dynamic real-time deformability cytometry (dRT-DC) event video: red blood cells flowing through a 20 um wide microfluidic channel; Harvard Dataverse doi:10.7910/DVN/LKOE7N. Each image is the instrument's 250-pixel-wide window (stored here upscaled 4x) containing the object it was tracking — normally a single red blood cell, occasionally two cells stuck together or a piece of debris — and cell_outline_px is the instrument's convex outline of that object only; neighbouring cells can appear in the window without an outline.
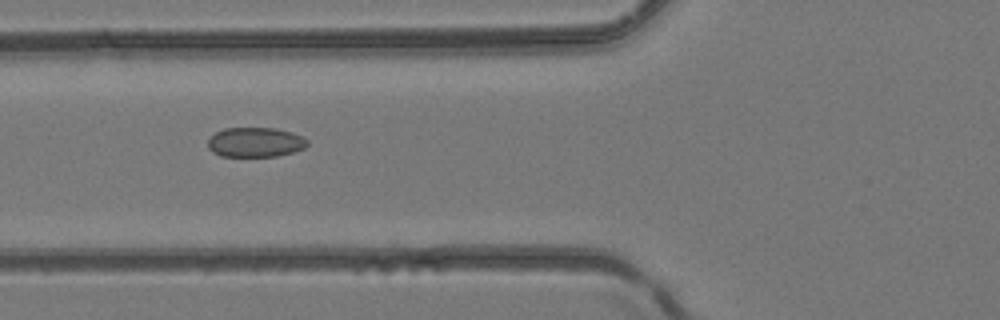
{"species": "common noctule bat (a hibernating species)", "species_latin": "Nyctalus noctula", "temperature_condition": "room temperature", "stored_images_in_passage": 5, "camera_frame_rate_fps": 3000, "um_per_image_px": 0.085, "animal": {"sex": "female", "body_mass_g": 24.6, "forearm_length_mm": 56.2}, "frame": {"image": 1, "passage_image": 5, "time_ms": 1.333, "image_size_px": [1000, 320], "cell_outline_px": [[308, 144], [304, 148], [292, 152], [276, 156], [220, 156], [212, 152], [208, 148], [208, 140], [216, 132], [224, 128], [276, 128], [292, 132], [304, 136], [308, 140]], "centroid_in_image_um": [21.71, 12.08], "position_along_channel_um": 104.1, "area_um2": 17.28}}